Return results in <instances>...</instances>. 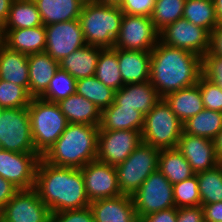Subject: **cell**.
<instances>
[{"label": "cell", "mask_w": 222, "mask_h": 222, "mask_svg": "<svg viewBox=\"0 0 222 222\" xmlns=\"http://www.w3.org/2000/svg\"><path fill=\"white\" fill-rule=\"evenodd\" d=\"M19 191L17 187L0 176V209Z\"/></svg>", "instance_id": "c3c4849f"}, {"label": "cell", "mask_w": 222, "mask_h": 222, "mask_svg": "<svg viewBox=\"0 0 222 222\" xmlns=\"http://www.w3.org/2000/svg\"><path fill=\"white\" fill-rule=\"evenodd\" d=\"M159 41V31L151 17L124 14L113 48L151 52Z\"/></svg>", "instance_id": "30bf717a"}, {"label": "cell", "mask_w": 222, "mask_h": 222, "mask_svg": "<svg viewBox=\"0 0 222 222\" xmlns=\"http://www.w3.org/2000/svg\"><path fill=\"white\" fill-rule=\"evenodd\" d=\"M173 195L176 208L201 206L197 175L174 184Z\"/></svg>", "instance_id": "f35d334b"}, {"label": "cell", "mask_w": 222, "mask_h": 222, "mask_svg": "<svg viewBox=\"0 0 222 222\" xmlns=\"http://www.w3.org/2000/svg\"><path fill=\"white\" fill-rule=\"evenodd\" d=\"M123 15L120 6L85 1L78 19L86 44L113 48Z\"/></svg>", "instance_id": "277c9868"}, {"label": "cell", "mask_w": 222, "mask_h": 222, "mask_svg": "<svg viewBox=\"0 0 222 222\" xmlns=\"http://www.w3.org/2000/svg\"><path fill=\"white\" fill-rule=\"evenodd\" d=\"M90 208L94 222H139L131 196L95 200L90 202Z\"/></svg>", "instance_id": "ac0fdd59"}, {"label": "cell", "mask_w": 222, "mask_h": 222, "mask_svg": "<svg viewBox=\"0 0 222 222\" xmlns=\"http://www.w3.org/2000/svg\"><path fill=\"white\" fill-rule=\"evenodd\" d=\"M99 126L69 123L42 158L55 166L81 169L97 158Z\"/></svg>", "instance_id": "3957f363"}, {"label": "cell", "mask_w": 222, "mask_h": 222, "mask_svg": "<svg viewBox=\"0 0 222 222\" xmlns=\"http://www.w3.org/2000/svg\"><path fill=\"white\" fill-rule=\"evenodd\" d=\"M204 56L222 57V25L218 24L209 32V46Z\"/></svg>", "instance_id": "f6af8a7d"}, {"label": "cell", "mask_w": 222, "mask_h": 222, "mask_svg": "<svg viewBox=\"0 0 222 222\" xmlns=\"http://www.w3.org/2000/svg\"><path fill=\"white\" fill-rule=\"evenodd\" d=\"M80 170L90 202L122 195L114 166L95 160L87 163Z\"/></svg>", "instance_id": "2e32d148"}, {"label": "cell", "mask_w": 222, "mask_h": 222, "mask_svg": "<svg viewBox=\"0 0 222 222\" xmlns=\"http://www.w3.org/2000/svg\"><path fill=\"white\" fill-rule=\"evenodd\" d=\"M144 115L129 107H119L113 102L101 111L99 130H136L141 132Z\"/></svg>", "instance_id": "484cf974"}, {"label": "cell", "mask_w": 222, "mask_h": 222, "mask_svg": "<svg viewBox=\"0 0 222 222\" xmlns=\"http://www.w3.org/2000/svg\"><path fill=\"white\" fill-rule=\"evenodd\" d=\"M95 77L115 91L124 86L117 60V48H104L100 52Z\"/></svg>", "instance_id": "1f68e13d"}, {"label": "cell", "mask_w": 222, "mask_h": 222, "mask_svg": "<svg viewBox=\"0 0 222 222\" xmlns=\"http://www.w3.org/2000/svg\"><path fill=\"white\" fill-rule=\"evenodd\" d=\"M41 156L38 153H17L0 150V176L19 190L32 189Z\"/></svg>", "instance_id": "4fadbf2b"}, {"label": "cell", "mask_w": 222, "mask_h": 222, "mask_svg": "<svg viewBox=\"0 0 222 222\" xmlns=\"http://www.w3.org/2000/svg\"><path fill=\"white\" fill-rule=\"evenodd\" d=\"M45 30V52L58 62L86 45L79 19L52 23Z\"/></svg>", "instance_id": "9a60e30c"}, {"label": "cell", "mask_w": 222, "mask_h": 222, "mask_svg": "<svg viewBox=\"0 0 222 222\" xmlns=\"http://www.w3.org/2000/svg\"><path fill=\"white\" fill-rule=\"evenodd\" d=\"M69 123L99 126L101 111L91 101L75 93L58 102Z\"/></svg>", "instance_id": "4316f807"}, {"label": "cell", "mask_w": 222, "mask_h": 222, "mask_svg": "<svg viewBox=\"0 0 222 222\" xmlns=\"http://www.w3.org/2000/svg\"><path fill=\"white\" fill-rule=\"evenodd\" d=\"M177 222H205L203 206L177 208Z\"/></svg>", "instance_id": "ee69618b"}, {"label": "cell", "mask_w": 222, "mask_h": 222, "mask_svg": "<svg viewBox=\"0 0 222 222\" xmlns=\"http://www.w3.org/2000/svg\"><path fill=\"white\" fill-rule=\"evenodd\" d=\"M213 141L219 162L222 163V129L219 131V133L217 134L216 138Z\"/></svg>", "instance_id": "f907efd6"}, {"label": "cell", "mask_w": 222, "mask_h": 222, "mask_svg": "<svg viewBox=\"0 0 222 222\" xmlns=\"http://www.w3.org/2000/svg\"><path fill=\"white\" fill-rule=\"evenodd\" d=\"M159 40L168 46L185 49L202 58L208 50L209 31L181 18L161 30Z\"/></svg>", "instance_id": "7c38bea8"}, {"label": "cell", "mask_w": 222, "mask_h": 222, "mask_svg": "<svg viewBox=\"0 0 222 222\" xmlns=\"http://www.w3.org/2000/svg\"><path fill=\"white\" fill-rule=\"evenodd\" d=\"M136 130H99L96 160L116 167L141 144Z\"/></svg>", "instance_id": "8fae6325"}, {"label": "cell", "mask_w": 222, "mask_h": 222, "mask_svg": "<svg viewBox=\"0 0 222 222\" xmlns=\"http://www.w3.org/2000/svg\"><path fill=\"white\" fill-rule=\"evenodd\" d=\"M0 222H3V219H2V210L0 209Z\"/></svg>", "instance_id": "9f6ffc18"}, {"label": "cell", "mask_w": 222, "mask_h": 222, "mask_svg": "<svg viewBox=\"0 0 222 222\" xmlns=\"http://www.w3.org/2000/svg\"><path fill=\"white\" fill-rule=\"evenodd\" d=\"M202 76L222 89V57L203 56Z\"/></svg>", "instance_id": "60d3db41"}, {"label": "cell", "mask_w": 222, "mask_h": 222, "mask_svg": "<svg viewBox=\"0 0 222 222\" xmlns=\"http://www.w3.org/2000/svg\"><path fill=\"white\" fill-rule=\"evenodd\" d=\"M76 93L94 103L100 111L108 108L115 97V90L104 85L95 76L77 80Z\"/></svg>", "instance_id": "d6a6232c"}, {"label": "cell", "mask_w": 222, "mask_h": 222, "mask_svg": "<svg viewBox=\"0 0 222 222\" xmlns=\"http://www.w3.org/2000/svg\"><path fill=\"white\" fill-rule=\"evenodd\" d=\"M131 197L139 219L161 210L176 207L173 185L159 169L150 174Z\"/></svg>", "instance_id": "ba28073f"}, {"label": "cell", "mask_w": 222, "mask_h": 222, "mask_svg": "<svg viewBox=\"0 0 222 222\" xmlns=\"http://www.w3.org/2000/svg\"><path fill=\"white\" fill-rule=\"evenodd\" d=\"M3 110H4V108L2 106H0V119H1V116L3 114Z\"/></svg>", "instance_id": "11a10c76"}, {"label": "cell", "mask_w": 222, "mask_h": 222, "mask_svg": "<svg viewBox=\"0 0 222 222\" xmlns=\"http://www.w3.org/2000/svg\"><path fill=\"white\" fill-rule=\"evenodd\" d=\"M76 81L67 71L59 67L51 79L48 88L40 98L58 103L60 100L76 93Z\"/></svg>", "instance_id": "8d00e7d4"}, {"label": "cell", "mask_w": 222, "mask_h": 222, "mask_svg": "<svg viewBox=\"0 0 222 222\" xmlns=\"http://www.w3.org/2000/svg\"><path fill=\"white\" fill-rule=\"evenodd\" d=\"M186 0H155L151 20L160 32L167 25L183 18Z\"/></svg>", "instance_id": "d590c367"}, {"label": "cell", "mask_w": 222, "mask_h": 222, "mask_svg": "<svg viewBox=\"0 0 222 222\" xmlns=\"http://www.w3.org/2000/svg\"><path fill=\"white\" fill-rule=\"evenodd\" d=\"M117 60L124 85L150 80V52L117 49Z\"/></svg>", "instance_id": "44dd1931"}, {"label": "cell", "mask_w": 222, "mask_h": 222, "mask_svg": "<svg viewBox=\"0 0 222 222\" xmlns=\"http://www.w3.org/2000/svg\"><path fill=\"white\" fill-rule=\"evenodd\" d=\"M177 149L182 153L193 172L199 173L217 167L219 159L214 147V141L182 132Z\"/></svg>", "instance_id": "e0dca14e"}, {"label": "cell", "mask_w": 222, "mask_h": 222, "mask_svg": "<svg viewBox=\"0 0 222 222\" xmlns=\"http://www.w3.org/2000/svg\"><path fill=\"white\" fill-rule=\"evenodd\" d=\"M90 1L112 6H121L125 0H90Z\"/></svg>", "instance_id": "f5cc1de1"}, {"label": "cell", "mask_w": 222, "mask_h": 222, "mask_svg": "<svg viewBox=\"0 0 222 222\" xmlns=\"http://www.w3.org/2000/svg\"><path fill=\"white\" fill-rule=\"evenodd\" d=\"M2 150L17 153H37L33 144L28 108L4 109L0 119Z\"/></svg>", "instance_id": "9c48e42d"}, {"label": "cell", "mask_w": 222, "mask_h": 222, "mask_svg": "<svg viewBox=\"0 0 222 222\" xmlns=\"http://www.w3.org/2000/svg\"><path fill=\"white\" fill-rule=\"evenodd\" d=\"M158 169L172 185L195 175L190 164L177 148L160 150Z\"/></svg>", "instance_id": "f1b7e54d"}, {"label": "cell", "mask_w": 222, "mask_h": 222, "mask_svg": "<svg viewBox=\"0 0 222 222\" xmlns=\"http://www.w3.org/2000/svg\"><path fill=\"white\" fill-rule=\"evenodd\" d=\"M51 222H94V215L90 206L52 213Z\"/></svg>", "instance_id": "b9f144b4"}, {"label": "cell", "mask_w": 222, "mask_h": 222, "mask_svg": "<svg viewBox=\"0 0 222 222\" xmlns=\"http://www.w3.org/2000/svg\"><path fill=\"white\" fill-rule=\"evenodd\" d=\"M4 45V32L3 26H0V49Z\"/></svg>", "instance_id": "db71d44e"}, {"label": "cell", "mask_w": 222, "mask_h": 222, "mask_svg": "<svg viewBox=\"0 0 222 222\" xmlns=\"http://www.w3.org/2000/svg\"><path fill=\"white\" fill-rule=\"evenodd\" d=\"M104 48L84 45L59 62V67L76 80L95 76L98 57Z\"/></svg>", "instance_id": "603a6c76"}, {"label": "cell", "mask_w": 222, "mask_h": 222, "mask_svg": "<svg viewBox=\"0 0 222 222\" xmlns=\"http://www.w3.org/2000/svg\"><path fill=\"white\" fill-rule=\"evenodd\" d=\"M196 175L201 204L222 202V163Z\"/></svg>", "instance_id": "e575fe53"}, {"label": "cell", "mask_w": 222, "mask_h": 222, "mask_svg": "<svg viewBox=\"0 0 222 222\" xmlns=\"http://www.w3.org/2000/svg\"><path fill=\"white\" fill-rule=\"evenodd\" d=\"M44 26L79 18L83 0H33Z\"/></svg>", "instance_id": "83f0119b"}, {"label": "cell", "mask_w": 222, "mask_h": 222, "mask_svg": "<svg viewBox=\"0 0 222 222\" xmlns=\"http://www.w3.org/2000/svg\"><path fill=\"white\" fill-rule=\"evenodd\" d=\"M205 222H222V202L201 204Z\"/></svg>", "instance_id": "7dc6e473"}, {"label": "cell", "mask_w": 222, "mask_h": 222, "mask_svg": "<svg viewBox=\"0 0 222 222\" xmlns=\"http://www.w3.org/2000/svg\"><path fill=\"white\" fill-rule=\"evenodd\" d=\"M51 211L34 188L19 190L3 207V222H51Z\"/></svg>", "instance_id": "5bb4252c"}, {"label": "cell", "mask_w": 222, "mask_h": 222, "mask_svg": "<svg viewBox=\"0 0 222 222\" xmlns=\"http://www.w3.org/2000/svg\"><path fill=\"white\" fill-rule=\"evenodd\" d=\"M163 99L182 123L204 109L202 95L197 83L193 86L170 92Z\"/></svg>", "instance_id": "d4e9b609"}, {"label": "cell", "mask_w": 222, "mask_h": 222, "mask_svg": "<svg viewBox=\"0 0 222 222\" xmlns=\"http://www.w3.org/2000/svg\"><path fill=\"white\" fill-rule=\"evenodd\" d=\"M28 65L29 94L33 98L40 97L59 69V62L54 60L47 52H40L28 55Z\"/></svg>", "instance_id": "ffe728a7"}, {"label": "cell", "mask_w": 222, "mask_h": 222, "mask_svg": "<svg viewBox=\"0 0 222 222\" xmlns=\"http://www.w3.org/2000/svg\"><path fill=\"white\" fill-rule=\"evenodd\" d=\"M182 132L183 123L163 98L144 116L142 142L155 148H177Z\"/></svg>", "instance_id": "8992f818"}, {"label": "cell", "mask_w": 222, "mask_h": 222, "mask_svg": "<svg viewBox=\"0 0 222 222\" xmlns=\"http://www.w3.org/2000/svg\"><path fill=\"white\" fill-rule=\"evenodd\" d=\"M34 189L51 213L90 206L80 169L55 166L39 160Z\"/></svg>", "instance_id": "6da1fadb"}, {"label": "cell", "mask_w": 222, "mask_h": 222, "mask_svg": "<svg viewBox=\"0 0 222 222\" xmlns=\"http://www.w3.org/2000/svg\"><path fill=\"white\" fill-rule=\"evenodd\" d=\"M160 149L141 144L120 165H117V179L121 193L132 196L144 180L158 169Z\"/></svg>", "instance_id": "52a82bcc"}, {"label": "cell", "mask_w": 222, "mask_h": 222, "mask_svg": "<svg viewBox=\"0 0 222 222\" xmlns=\"http://www.w3.org/2000/svg\"><path fill=\"white\" fill-rule=\"evenodd\" d=\"M155 0H125L120 6L124 14L151 17Z\"/></svg>", "instance_id": "7bdbcfd3"}, {"label": "cell", "mask_w": 222, "mask_h": 222, "mask_svg": "<svg viewBox=\"0 0 222 222\" xmlns=\"http://www.w3.org/2000/svg\"><path fill=\"white\" fill-rule=\"evenodd\" d=\"M32 98L25 87L0 79V106L4 109L27 108Z\"/></svg>", "instance_id": "74e56055"}, {"label": "cell", "mask_w": 222, "mask_h": 222, "mask_svg": "<svg viewBox=\"0 0 222 222\" xmlns=\"http://www.w3.org/2000/svg\"><path fill=\"white\" fill-rule=\"evenodd\" d=\"M218 24L222 25V0H213Z\"/></svg>", "instance_id": "816d5d0a"}, {"label": "cell", "mask_w": 222, "mask_h": 222, "mask_svg": "<svg viewBox=\"0 0 222 222\" xmlns=\"http://www.w3.org/2000/svg\"><path fill=\"white\" fill-rule=\"evenodd\" d=\"M162 99L150 83L141 82L125 84L115 91L114 102L119 107H129L141 112L144 116Z\"/></svg>", "instance_id": "d6986e66"}, {"label": "cell", "mask_w": 222, "mask_h": 222, "mask_svg": "<svg viewBox=\"0 0 222 222\" xmlns=\"http://www.w3.org/2000/svg\"><path fill=\"white\" fill-rule=\"evenodd\" d=\"M183 18L209 32L218 25L213 0H186Z\"/></svg>", "instance_id": "836d02e7"}, {"label": "cell", "mask_w": 222, "mask_h": 222, "mask_svg": "<svg viewBox=\"0 0 222 222\" xmlns=\"http://www.w3.org/2000/svg\"><path fill=\"white\" fill-rule=\"evenodd\" d=\"M139 222H177V208L161 210L141 217Z\"/></svg>", "instance_id": "bcb514c9"}, {"label": "cell", "mask_w": 222, "mask_h": 222, "mask_svg": "<svg viewBox=\"0 0 222 222\" xmlns=\"http://www.w3.org/2000/svg\"><path fill=\"white\" fill-rule=\"evenodd\" d=\"M27 108L33 144L36 152L42 157L61 136L69 122L58 103L34 97Z\"/></svg>", "instance_id": "5b68a950"}, {"label": "cell", "mask_w": 222, "mask_h": 222, "mask_svg": "<svg viewBox=\"0 0 222 222\" xmlns=\"http://www.w3.org/2000/svg\"><path fill=\"white\" fill-rule=\"evenodd\" d=\"M150 83L163 98L198 83L202 58L185 49L168 46L160 40L150 52Z\"/></svg>", "instance_id": "7a4b0ae2"}, {"label": "cell", "mask_w": 222, "mask_h": 222, "mask_svg": "<svg viewBox=\"0 0 222 222\" xmlns=\"http://www.w3.org/2000/svg\"><path fill=\"white\" fill-rule=\"evenodd\" d=\"M222 129V112L203 109L183 123V132L214 140Z\"/></svg>", "instance_id": "4dcf8cb0"}, {"label": "cell", "mask_w": 222, "mask_h": 222, "mask_svg": "<svg viewBox=\"0 0 222 222\" xmlns=\"http://www.w3.org/2000/svg\"><path fill=\"white\" fill-rule=\"evenodd\" d=\"M13 0H0V26L6 23Z\"/></svg>", "instance_id": "681fc988"}, {"label": "cell", "mask_w": 222, "mask_h": 222, "mask_svg": "<svg viewBox=\"0 0 222 222\" xmlns=\"http://www.w3.org/2000/svg\"><path fill=\"white\" fill-rule=\"evenodd\" d=\"M4 45L9 49L26 55L45 52L46 30L45 26L26 29L3 30Z\"/></svg>", "instance_id": "7402d4cb"}, {"label": "cell", "mask_w": 222, "mask_h": 222, "mask_svg": "<svg viewBox=\"0 0 222 222\" xmlns=\"http://www.w3.org/2000/svg\"><path fill=\"white\" fill-rule=\"evenodd\" d=\"M43 25L33 0H13L3 30L26 29Z\"/></svg>", "instance_id": "f546056e"}, {"label": "cell", "mask_w": 222, "mask_h": 222, "mask_svg": "<svg viewBox=\"0 0 222 222\" xmlns=\"http://www.w3.org/2000/svg\"><path fill=\"white\" fill-rule=\"evenodd\" d=\"M0 79L25 87L29 91L28 55L9 49H0Z\"/></svg>", "instance_id": "cb8c5ba5"}, {"label": "cell", "mask_w": 222, "mask_h": 222, "mask_svg": "<svg viewBox=\"0 0 222 222\" xmlns=\"http://www.w3.org/2000/svg\"><path fill=\"white\" fill-rule=\"evenodd\" d=\"M203 99L205 109L222 112V89L202 75L199 77L198 83Z\"/></svg>", "instance_id": "ab89813d"}]
</instances>
